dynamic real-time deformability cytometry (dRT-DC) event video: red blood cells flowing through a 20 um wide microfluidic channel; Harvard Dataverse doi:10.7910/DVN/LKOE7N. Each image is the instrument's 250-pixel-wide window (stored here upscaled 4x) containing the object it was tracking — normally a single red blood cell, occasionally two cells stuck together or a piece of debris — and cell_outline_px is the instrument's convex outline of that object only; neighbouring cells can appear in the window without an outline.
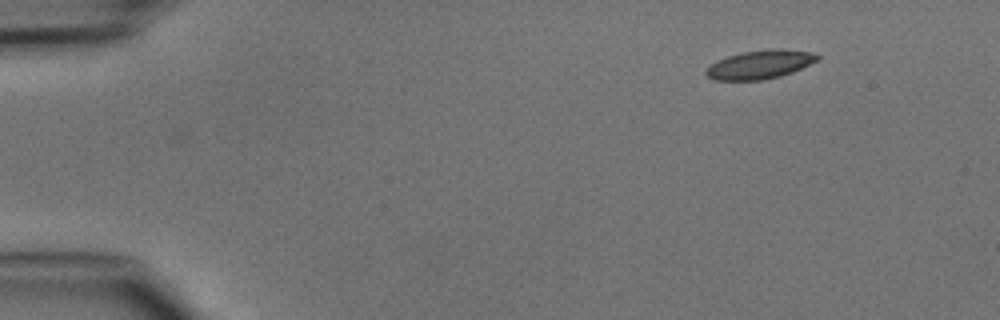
{"species": "common noctule bat (a hibernating species)", "species_latin": "Nyctalus noctula", "temperature_condition": "cold", "stored_images_in_passage": 43, "camera_frame_rate_fps": 3000, "um_per_image_px": 0.085, "animal": {"sex": "male", "body_mass_g": 15.6}, "frame": {"image": 1, "passage_image": 1, "time_ms": 0.0, "image_size_px": [1000, 320], "cell_outline_px": [[820, 56], [816, 60], [792, 72], [780, 76], [760, 80], [716, 80], [708, 76], [704, 72], [716, 60], [740, 52], [772, 48], [780, 48], [812, 52]], "centroid_in_image_um": [64.58, 5.47], "position_along_channel_um": 20.4, "area_um2": 18.44}}
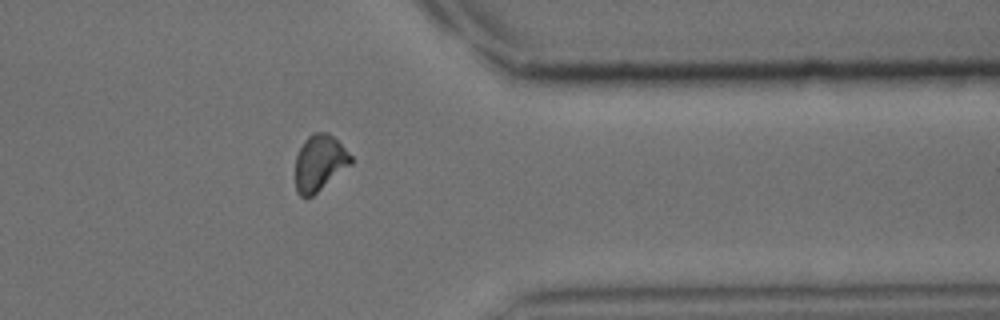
{"frame": {"image": 2, "passage_image": 34, "time_ms": 11.0, "image_size_px": [1000, 320], "cell_outline_px": [[352, 164], [312, 196], [300, 196], [296, 192], [296, 156], [304, 140], [312, 132], [328, 132], [352, 156]], "centroid_in_image_um": [27.16, 13.84], "position_along_channel_um": 384.2, "area_um2": 17.98}}
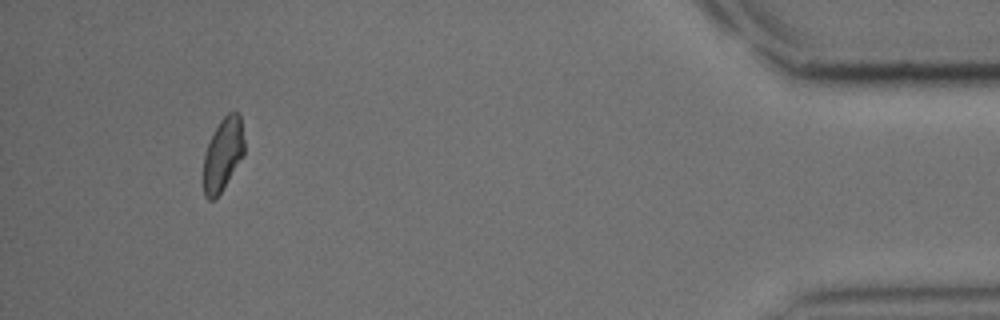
{"frame": {"image": 3, "passage_image": 40, "time_ms": 13.0, "image_size_px": [1000, 320], "cell_outline_px": [[244, 156], [220, 192], [212, 200], [208, 200], [204, 196], [204, 152], [220, 120], [228, 112], [236, 112], [240, 116], [244, 140]], "centroid_in_image_um": [18.96, 13.11], "position_along_channel_um": 416.2, "area_um2": 17.11}}